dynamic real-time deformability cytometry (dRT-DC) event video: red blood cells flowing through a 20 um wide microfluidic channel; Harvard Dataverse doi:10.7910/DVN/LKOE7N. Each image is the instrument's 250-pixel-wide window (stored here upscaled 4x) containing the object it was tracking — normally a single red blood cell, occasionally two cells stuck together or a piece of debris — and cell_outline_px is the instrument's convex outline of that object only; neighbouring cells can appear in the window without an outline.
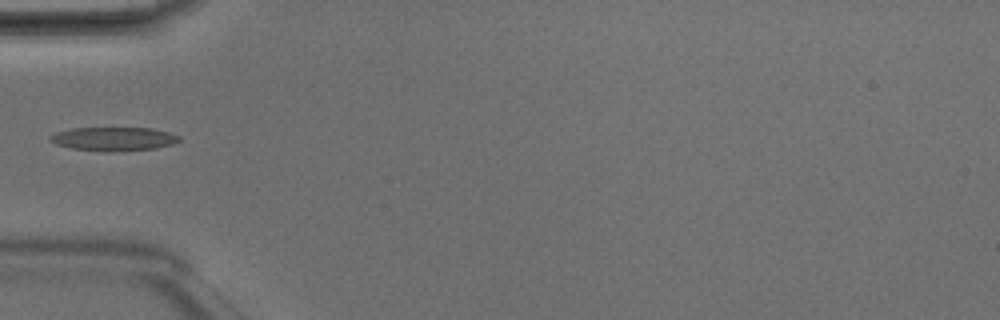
{"species": "Egyptian fruit bat (a non-hibernating species)", "species_latin": "Rousettus aegyptiacus", "temperature_condition": "room temperature", "stored_images_in_passage": 5, "camera_frame_rate_fps": 3000, "um_per_image_px": 0.085, "animal": {"sex": "male"}, "frame": {"image": 1, "passage_image": 4, "time_ms": 1.0, "image_size_px": [1000, 320], "cell_outline_px": [[180, 140], [172, 144], [156, 148], [108, 152], [104, 152], [72, 148], [56, 144], [48, 140], [48, 136], [56, 132], [72, 128], [152, 128], [168, 132], [180, 136]], "centroid_in_image_um": [9.63, 11.8], "position_along_channel_um": 75.4, "area_um2": 17.86}}